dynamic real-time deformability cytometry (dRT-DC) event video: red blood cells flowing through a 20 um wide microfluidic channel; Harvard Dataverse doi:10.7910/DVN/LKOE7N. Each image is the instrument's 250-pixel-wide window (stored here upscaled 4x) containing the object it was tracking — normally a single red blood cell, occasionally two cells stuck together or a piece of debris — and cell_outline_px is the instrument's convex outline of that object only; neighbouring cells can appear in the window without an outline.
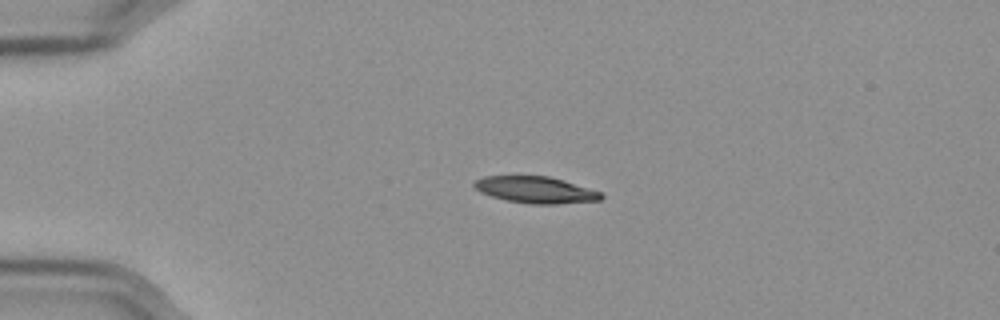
{"species": "Egyptian fruit bat (a non-hibernating species)", "species_latin": "Rousettus aegyptiacus", "temperature_condition": "cold", "stored_images_in_passage": 44, "camera_frame_rate_fps": 3000, "um_per_image_px": 0.085, "frame": {"image": 1, "passage_image": 1, "time_ms": 0.0, "image_size_px": [1000, 320], "cell_outline_px": [[604, 196], [600, 200], [556, 204], [528, 204], [504, 200], [480, 192], [472, 184], [476, 180], [484, 176], [548, 176], [564, 180], [600, 192]], "centroid_in_image_um": [45.5, 16.14], "position_along_channel_um": 39.5, "area_um2": 19.59}}
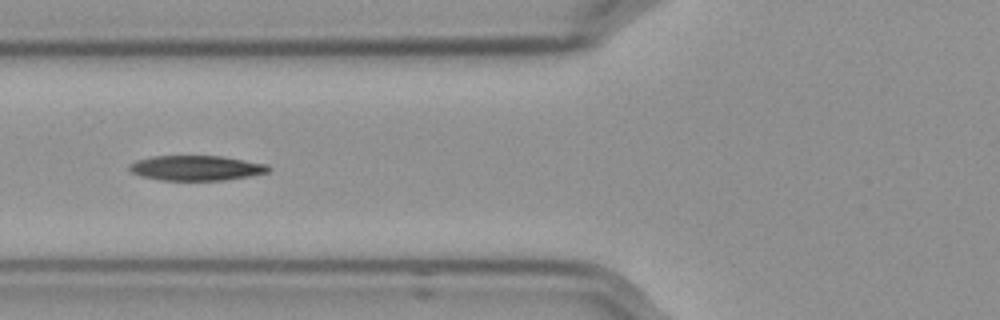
{"frame": {"image": 2, "passage_image": 10, "time_ms": 3.0, "image_size_px": [1000, 320], "cell_outline_px": [[272, 168], [268, 172], [252, 176], [224, 180], [160, 180], [140, 176], [128, 172], [128, 164], [136, 160], [152, 156], [220, 156], [268, 164]], "centroid_in_image_um": [16.65, 14.28], "position_along_channel_um": 109.2, "area_um2": 20.52}}
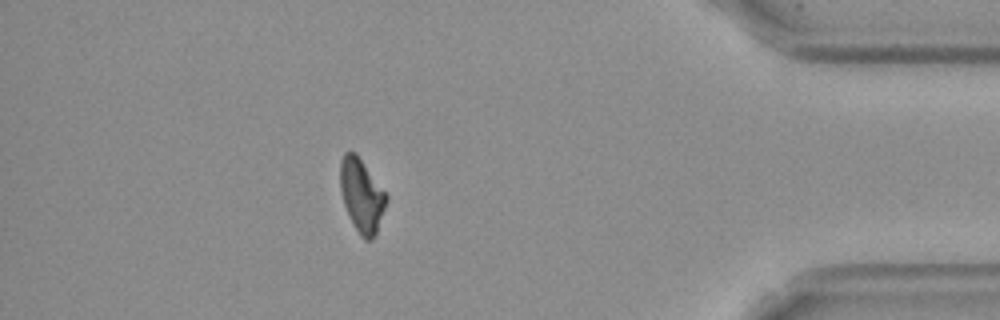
{"frame": {"image": 3, "passage_image": 38, "time_ms": 12.333, "image_size_px": [1000, 320], "cell_outline_px": [[388, 200], [376, 232], [372, 240], [364, 240], [360, 236], [348, 216], [340, 192], [340, 160], [344, 152], [356, 152], [388, 196]], "centroid_in_image_um": [30.72, 16.61], "position_along_channel_um": 404.5, "area_um2": 19.77}, "authors_computed_cell_mechanics": {"area_um2": 20.4901, "velocity_mm_per_s": 3.5752, "shape_relaxation_time_tau1_ms": 6.317, "shape_relaxation_time_tau2_ms": null, "deformation_change_tau1": 0.1777, "deformation_change_tau2": null}}